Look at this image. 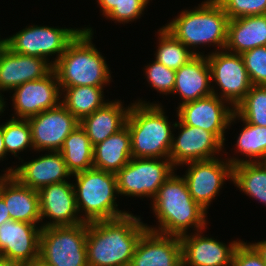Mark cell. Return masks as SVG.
Instances as JSON below:
<instances>
[{
    "label": "cell",
    "mask_w": 266,
    "mask_h": 266,
    "mask_svg": "<svg viewBox=\"0 0 266 266\" xmlns=\"http://www.w3.org/2000/svg\"><path fill=\"white\" fill-rule=\"evenodd\" d=\"M147 229L139 216L129 213L111 220L88 223V266H130L136 244Z\"/></svg>",
    "instance_id": "1"
},
{
    "label": "cell",
    "mask_w": 266,
    "mask_h": 266,
    "mask_svg": "<svg viewBox=\"0 0 266 266\" xmlns=\"http://www.w3.org/2000/svg\"><path fill=\"white\" fill-rule=\"evenodd\" d=\"M157 228L147 229L165 235L183 236L188 230H205L207 212L190 195L186 180L175 172L162 184L151 203Z\"/></svg>",
    "instance_id": "2"
},
{
    "label": "cell",
    "mask_w": 266,
    "mask_h": 266,
    "mask_svg": "<svg viewBox=\"0 0 266 266\" xmlns=\"http://www.w3.org/2000/svg\"><path fill=\"white\" fill-rule=\"evenodd\" d=\"M94 31L84 27L53 65L61 90L65 87H105L111 82V70L105 57L92 43Z\"/></svg>",
    "instance_id": "3"
},
{
    "label": "cell",
    "mask_w": 266,
    "mask_h": 266,
    "mask_svg": "<svg viewBox=\"0 0 266 266\" xmlns=\"http://www.w3.org/2000/svg\"><path fill=\"white\" fill-rule=\"evenodd\" d=\"M165 113L161 103L131 102L126 126L132 158H169L176 121L171 124Z\"/></svg>",
    "instance_id": "4"
},
{
    "label": "cell",
    "mask_w": 266,
    "mask_h": 266,
    "mask_svg": "<svg viewBox=\"0 0 266 266\" xmlns=\"http://www.w3.org/2000/svg\"><path fill=\"white\" fill-rule=\"evenodd\" d=\"M198 5L193 10L181 11L163 27L195 55H204L199 50L196 52L198 45H213L224 50L229 17L216 0H205Z\"/></svg>",
    "instance_id": "5"
},
{
    "label": "cell",
    "mask_w": 266,
    "mask_h": 266,
    "mask_svg": "<svg viewBox=\"0 0 266 266\" xmlns=\"http://www.w3.org/2000/svg\"><path fill=\"white\" fill-rule=\"evenodd\" d=\"M73 176L76 179V183L73 184L76 205L84 222L111 220L129 214L128 211L117 208L118 204L115 201L119 194L115 173L93 167Z\"/></svg>",
    "instance_id": "6"
},
{
    "label": "cell",
    "mask_w": 266,
    "mask_h": 266,
    "mask_svg": "<svg viewBox=\"0 0 266 266\" xmlns=\"http://www.w3.org/2000/svg\"><path fill=\"white\" fill-rule=\"evenodd\" d=\"M88 222L42 228L39 256L50 266H88Z\"/></svg>",
    "instance_id": "7"
},
{
    "label": "cell",
    "mask_w": 266,
    "mask_h": 266,
    "mask_svg": "<svg viewBox=\"0 0 266 266\" xmlns=\"http://www.w3.org/2000/svg\"><path fill=\"white\" fill-rule=\"evenodd\" d=\"M175 168L169 158H131L116 173L118 194L153 200Z\"/></svg>",
    "instance_id": "8"
},
{
    "label": "cell",
    "mask_w": 266,
    "mask_h": 266,
    "mask_svg": "<svg viewBox=\"0 0 266 266\" xmlns=\"http://www.w3.org/2000/svg\"><path fill=\"white\" fill-rule=\"evenodd\" d=\"M82 29L57 28L49 26H28L7 38V48L19 54L40 57L50 62L49 57L56 54L54 65L65 52L70 42Z\"/></svg>",
    "instance_id": "9"
},
{
    "label": "cell",
    "mask_w": 266,
    "mask_h": 266,
    "mask_svg": "<svg viewBox=\"0 0 266 266\" xmlns=\"http://www.w3.org/2000/svg\"><path fill=\"white\" fill-rule=\"evenodd\" d=\"M206 56L211 82H215L221 91L218 93L212 88L213 94L235 107L253 86L241 54L216 48Z\"/></svg>",
    "instance_id": "10"
},
{
    "label": "cell",
    "mask_w": 266,
    "mask_h": 266,
    "mask_svg": "<svg viewBox=\"0 0 266 266\" xmlns=\"http://www.w3.org/2000/svg\"><path fill=\"white\" fill-rule=\"evenodd\" d=\"M177 109L176 117L182 124L211 132L224 144L225 130L237 120L234 107L215 94L178 105Z\"/></svg>",
    "instance_id": "11"
},
{
    "label": "cell",
    "mask_w": 266,
    "mask_h": 266,
    "mask_svg": "<svg viewBox=\"0 0 266 266\" xmlns=\"http://www.w3.org/2000/svg\"><path fill=\"white\" fill-rule=\"evenodd\" d=\"M185 175L190 195L207 211L211 202L219 195L226 180H233V166L227 159L216 158L187 162Z\"/></svg>",
    "instance_id": "12"
},
{
    "label": "cell",
    "mask_w": 266,
    "mask_h": 266,
    "mask_svg": "<svg viewBox=\"0 0 266 266\" xmlns=\"http://www.w3.org/2000/svg\"><path fill=\"white\" fill-rule=\"evenodd\" d=\"M12 92L14 115L11 118L28 119L61 104L62 90L57 75L52 70L45 77L28 81Z\"/></svg>",
    "instance_id": "13"
},
{
    "label": "cell",
    "mask_w": 266,
    "mask_h": 266,
    "mask_svg": "<svg viewBox=\"0 0 266 266\" xmlns=\"http://www.w3.org/2000/svg\"><path fill=\"white\" fill-rule=\"evenodd\" d=\"M34 151H59L80 121L62 104L27 119Z\"/></svg>",
    "instance_id": "14"
},
{
    "label": "cell",
    "mask_w": 266,
    "mask_h": 266,
    "mask_svg": "<svg viewBox=\"0 0 266 266\" xmlns=\"http://www.w3.org/2000/svg\"><path fill=\"white\" fill-rule=\"evenodd\" d=\"M180 130L177 137L173 133L169 159L175 167L191 161L216 158L224 152V143L213 133L202 128L192 127L176 121L175 127Z\"/></svg>",
    "instance_id": "15"
},
{
    "label": "cell",
    "mask_w": 266,
    "mask_h": 266,
    "mask_svg": "<svg viewBox=\"0 0 266 266\" xmlns=\"http://www.w3.org/2000/svg\"><path fill=\"white\" fill-rule=\"evenodd\" d=\"M42 228L74 226L84 222L78 212L73 182L63 181L45 186L38 191Z\"/></svg>",
    "instance_id": "16"
},
{
    "label": "cell",
    "mask_w": 266,
    "mask_h": 266,
    "mask_svg": "<svg viewBox=\"0 0 266 266\" xmlns=\"http://www.w3.org/2000/svg\"><path fill=\"white\" fill-rule=\"evenodd\" d=\"M202 231L180 236L182 263L185 266H232L234 251L242 240L226 245L213 237H205Z\"/></svg>",
    "instance_id": "17"
},
{
    "label": "cell",
    "mask_w": 266,
    "mask_h": 266,
    "mask_svg": "<svg viewBox=\"0 0 266 266\" xmlns=\"http://www.w3.org/2000/svg\"><path fill=\"white\" fill-rule=\"evenodd\" d=\"M42 227L9 220L0 225V257L22 265L39 257Z\"/></svg>",
    "instance_id": "18"
},
{
    "label": "cell",
    "mask_w": 266,
    "mask_h": 266,
    "mask_svg": "<svg viewBox=\"0 0 266 266\" xmlns=\"http://www.w3.org/2000/svg\"><path fill=\"white\" fill-rule=\"evenodd\" d=\"M31 161L21 160L18 167H8L4 172L13 175L21 184L39 191L53 183L70 179L72 174L67 170L65 161L59 151H48Z\"/></svg>",
    "instance_id": "19"
},
{
    "label": "cell",
    "mask_w": 266,
    "mask_h": 266,
    "mask_svg": "<svg viewBox=\"0 0 266 266\" xmlns=\"http://www.w3.org/2000/svg\"><path fill=\"white\" fill-rule=\"evenodd\" d=\"M53 70V65L46 59L32 57L10 51L8 48L0 57V98L2 99V112L5 103L1 91L14 90L16 87L28 82L41 79Z\"/></svg>",
    "instance_id": "20"
},
{
    "label": "cell",
    "mask_w": 266,
    "mask_h": 266,
    "mask_svg": "<svg viewBox=\"0 0 266 266\" xmlns=\"http://www.w3.org/2000/svg\"><path fill=\"white\" fill-rule=\"evenodd\" d=\"M181 263L179 236L146 229L136 244L130 266H179Z\"/></svg>",
    "instance_id": "21"
},
{
    "label": "cell",
    "mask_w": 266,
    "mask_h": 266,
    "mask_svg": "<svg viewBox=\"0 0 266 266\" xmlns=\"http://www.w3.org/2000/svg\"><path fill=\"white\" fill-rule=\"evenodd\" d=\"M0 196L7 205L11 220L38 224L41 227L37 190L21 184L13 175L6 174L0 181Z\"/></svg>",
    "instance_id": "22"
},
{
    "label": "cell",
    "mask_w": 266,
    "mask_h": 266,
    "mask_svg": "<svg viewBox=\"0 0 266 266\" xmlns=\"http://www.w3.org/2000/svg\"><path fill=\"white\" fill-rule=\"evenodd\" d=\"M212 84V85H211ZM213 83L206 55H196L176 70L172 95L179 94V105L213 94Z\"/></svg>",
    "instance_id": "23"
},
{
    "label": "cell",
    "mask_w": 266,
    "mask_h": 266,
    "mask_svg": "<svg viewBox=\"0 0 266 266\" xmlns=\"http://www.w3.org/2000/svg\"><path fill=\"white\" fill-rule=\"evenodd\" d=\"M131 104L124 107L121 100L108 101L100 109L80 120L90 143L94 146L126 126Z\"/></svg>",
    "instance_id": "24"
},
{
    "label": "cell",
    "mask_w": 266,
    "mask_h": 266,
    "mask_svg": "<svg viewBox=\"0 0 266 266\" xmlns=\"http://www.w3.org/2000/svg\"><path fill=\"white\" fill-rule=\"evenodd\" d=\"M266 46V14L229 20L225 50L242 54Z\"/></svg>",
    "instance_id": "25"
},
{
    "label": "cell",
    "mask_w": 266,
    "mask_h": 266,
    "mask_svg": "<svg viewBox=\"0 0 266 266\" xmlns=\"http://www.w3.org/2000/svg\"><path fill=\"white\" fill-rule=\"evenodd\" d=\"M132 158L131 135L127 126L93 146V167L117 173Z\"/></svg>",
    "instance_id": "26"
},
{
    "label": "cell",
    "mask_w": 266,
    "mask_h": 266,
    "mask_svg": "<svg viewBox=\"0 0 266 266\" xmlns=\"http://www.w3.org/2000/svg\"><path fill=\"white\" fill-rule=\"evenodd\" d=\"M236 119L243 122V129L236 140V154L241 153L245 158L235 156L226 158L232 166L248 162H266V127L249 124L236 114ZM248 158V159H247Z\"/></svg>",
    "instance_id": "27"
},
{
    "label": "cell",
    "mask_w": 266,
    "mask_h": 266,
    "mask_svg": "<svg viewBox=\"0 0 266 266\" xmlns=\"http://www.w3.org/2000/svg\"><path fill=\"white\" fill-rule=\"evenodd\" d=\"M59 152L72 175L93 168V145L80 124L64 140Z\"/></svg>",
    "instance_id": "28"
},
{
    "label": "cell",
    "mask_w": 266,
    "mask_h": 266,
    "mask_svg": "<svg viewBox=\"0 0 266 266\" xmlns=\"http://www.w3.org/2000/svg\"><path fill=\"white\" fill-rule=\"evenodd\" d=\"M103 90L104 87H65L62 89L61 104L80 121L107 103Z\"/></svg>",
    "instance_id": "29"
},
{
    "label": "cell",
    "mask_w": 266,
    "mask_h": 266,
    "mask_svg": "<svg viewBox=\"0 0 266 266\" xmlns=\"http://www.w3.org/2000/svg\"><path fill=\"white\" fill-rule=\"evenodd\" d=\"M232 182L244 194L266 205V162H244L233 166Z\"/></svg>",
    "instance_id": "30"
},
{
    "label": "cell",
    "mask_w": 266,
    "mask_h": 266,
    "mask_svg": "<svg viewBox=\"0 0 266 266\" xmlns=\"http://www.w3.org/2000/svg\"><path fill=\"white\" fill-rule=\"evenodd\" d=\"M155 60L169 69L178 70L196 55L163 26L158 30Z\"/></svg>",
    "instance_id": "31"
},
{
    "label": "cell",
    "mask_w": 266,
    "mask_h": 266,
    "mask_svg": "<svg viewBox=\"0 0 266 266\" xmlns=\"http://www.w3.org/2000/svg\"><path fill=\"white\" fill-rule=\"evenodd\" d=\"M234 112L249 124L266 127V86L253 85Z\"/></svg>",
    "instance_id": "32"
},
{
    "label": "cell",
    "mask_w": 266,
    "mask_h": 266,
    "mask_svg": "<svg viewBox=\"0 0 266 266\" xmlns=\"http://www.w3.org/2000/svg\"><path fill=\"white\" fill-rule=\"evenodd\" d=\"M3 139L6 148V153L13 154L24 150L34 149L31 138V128L27 119L11 118L3 123Z\"/></svg>",
    "instance_id": "33"
},
{
    "label": "cell",
    "mask_w": 266,
    "mask_h": 266,
    "mask_svg": "<svg viewBox=\"0 0 266 266\" xmlns=\"http://www.w3.org/2000/svg\"><path fill=\"white\" fill-rule=\"evenodd\" d=\"M144 70L150 87L162 95L172 94L175 86V70L167 68L156 60L146 65Z\"/></svg>",
    "instance_id": "34"
},
{
    "label": "cell",
    "mask_w": 266,
    "mask_h": 266,
    "mask_svg": "<svg viewBox=\"0 0 266 266\" xmlns=\"http://www.w3.org/2000/svg\"><path fill=\"white\" fill-rule=\"evenodd\" d=\"M252 85L266 86V46L241 54Z\"/></svg>",
    "instance_id": "35"
},
{
    "label": "cell",
    "mask_w": 266,
    "mask_h": 266,
    "mask_svg": "<svg viewBox=\"0 0 266 266\" xmlns=\"http://www.w3.org/2000/svg\"><path fill=\"white\" fill-rule=\"evenodd\" d=\"M230 20L266 14V0H216Z\"/></svg>",
    "instance_id": "36"
},
{
    "label": "cell",
    "mask_w": 266,
    "mask_h": 266,
    "mask_svg": "<svg viewBox=\"0 0 266 266\" xmlns=\"http://www.w3.org/2000/svg\"><path fill=\"white\" fill-rule=\"evenodd\" d=\"M150 0H121L118 5L105 16L115 23H129L141 18Z\"/></svg>",
    "instance_id": "37"
},
{
    "label": "cell",
    "mask_w": 266,
    "mask_h": 266,
    "mask_svg": "<svg viewBox=\"0 0 266 266\" xmlns=\"http://www.w3.org/2000/svg\"><path fill=\"white\" fill-rule=\"evenodd\" d=\"M232 266H266V264L250 243L241 241L234 251Z\"/></svg>",
    "instance_id": "38"
},
{
    "label": "cell",
    "mask_w": 266,
    "mask_h": 266,
    "mask_svg": "<svg viewBox=\"0 0 266 266\" xmlns=\"http://www.w3.org/2000/svg\"><path fill=\"white\" fill-rule=\"evenodd\" d=\"M99 8L103 13V16H106L114 7L118 5L121 0H97Z\"/></svg>",
    "instance_id": "39"
},
{
    "label": "cell",
    "mask_w": 266,
    "mask_h": 266,
    "mask_svg": "<svg viewBox=\"0 0 266 266\" xmlns=\"http://www.w3.org/2000/svg\"><path fill=\"white\" fill-rule=\"evenodd\" d=\"M11 220L7 205L4 199L0 196V225L6 221Z\"/></svg>",
    "instance_id": "40"
},
{
    "label": "cell",
    "mask_w": 266,
    "mask_h": 266,
    "mask_svg": "<svg viewBox=\"0 0 266 266\" xmlns=\"http://www.w3.org/2000/svg\"><path fill=\"white\" fill-rule=\"evenodd\" d=\"M249 243L257 250V252L261 255L264 263L266 264V240L257 243Z\"/></svg>",
    "instance_id": "41"
},
{
    "label": "cell",
    "mask_w": 266,
    "mask_h": 266,
    "mask_svg": "<svg viewBox=\"0 0 266 266\" xmlns=\"http://www.w3.org/2000/svg\"><path fill=\"white\" fill-rule=\"evenodd\" d=\"M7 156L6 148L4 145V139H3V123L0 125V160L3 161V159Z\"/></svg>",
    "instance_id": "42"
},
{
    "label": "cell",
    "mask_w": 266,
    "mask_h": 266,
    "mask_svg": "<svg viewBox=\"0 0 266 266\" xmlns=\"http://www.w3.org/2000/svg\"><path fill=\"white\" fill-rule=\"evenodd\" d=\"M20 266H50L45 260H43L40 256L29 261L26 262Z\"/></svg>",
    "instance_id": "43"
},
{
    "label": "cell",
    "mask_w": 266,
    "mask_h": 266,
    "mask_svg": "<svg viewBox=\"0 0 266 266\" xmlns=\"http://www.w3.org/2000/svg\"><path fill=\"white\" fill-rule=\"evenodd\" d=\"M0 266H20L15 262L10 261L9 259L0 257Z\"/></svg>",
    "instance_id": "44"
},
{
    "label": "cell",
    "mask_w": 266,
    "mask_h": 266,
    "mask_svg": "<svg viewBox=\"0 0 266 266\" xmlns=\"http://www.w3.org/2000/svg\"><path fill=\"white\" fill-rule=\"evenodd\" d=\"M7 48V38H0V57L2 55V53L6 50Z\"/></svg>",
    "instance_id": "45"
},
{
    "label": "cell",
    "mask_w": 266,
    "mask_h": 266,
    "mask_svg": "<svg viewBox=\"0 0 266 266\" xmlns=\"http://www.w3.org/2000/svg\"><path fill=\"white\" fill-rule=\"evenodd\" d=\"M1 114H3V112H2V99L0 98V116Z\"/></svg>",
    "instance_id": "46"
},
{
    "label": "cell",
    "mask_w": 266,
    "mask_h": 266,
    "mask_svg": "<svg viewBox=\"0 0 266 266\" xmlns=\"http://www.w3.org/2000/svg\"><path fill=\"white\" fill-rule=\"evenodd\" d=\"M5 175H6V173L0 175V181L4 178Z\"/></svg>",
    "instance_id": "47"
}]
</instances>
